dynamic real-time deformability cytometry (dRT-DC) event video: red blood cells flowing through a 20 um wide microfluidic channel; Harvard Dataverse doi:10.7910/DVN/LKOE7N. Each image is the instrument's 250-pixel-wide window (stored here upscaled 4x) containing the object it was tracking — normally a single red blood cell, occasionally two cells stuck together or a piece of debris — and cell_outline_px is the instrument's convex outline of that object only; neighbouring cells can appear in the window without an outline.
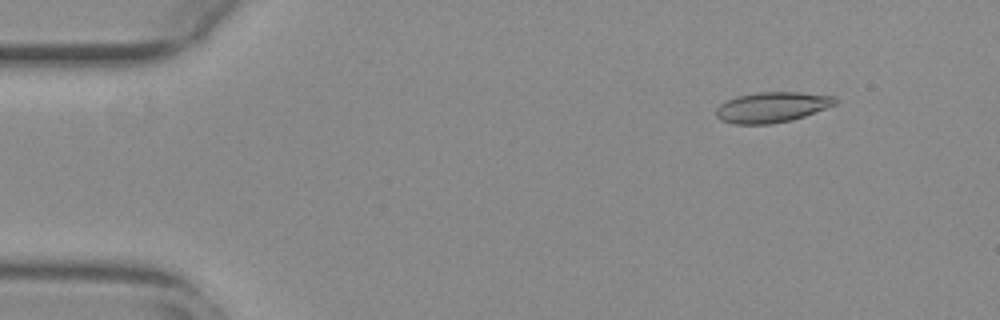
{"species": "common noctule bat (a hibernating species)", "species_latin": "Nyctalus noctula", "temperature_condition": "warm", "stored_images_in_passage": 56, "camera_frame_rate_fps": 3000, "um_per_image_px": 0.085, "animal": {"sex": "female", "body_mass_g": 29.2, "forearm_length_mm": 56.3}, "frame": {"image": 1, "passage_image": 7, "time_ms": 2.0, "image_size_px": [1000, 320], "cell_outline_px": [[840, 100], [836, 104], [804, 116], [792, 120], [772, 124], [732, 124], [720, 120], [716, 116], [716, 108], [720, 104], [736, 96], [760, 92], [800, 92], [836, 96]], "centroid_in_image_um": [65.63, 9.11], "position_along_channel_um": 19.4, "area_um2": 21.27}}
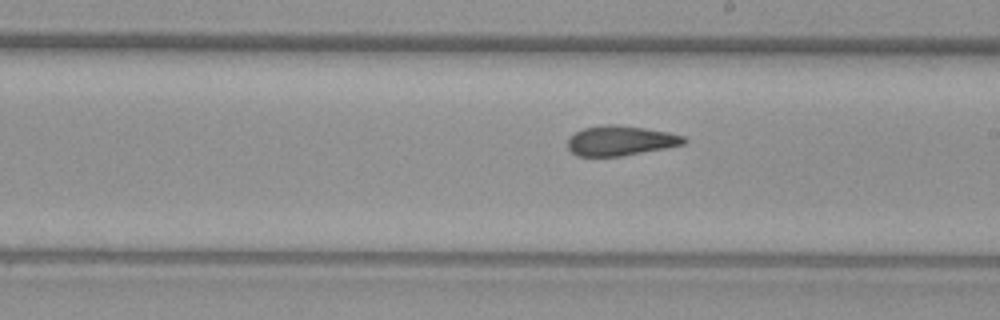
{"frame": {"image": 2, "passage_image": 32, "time_ms": 10.333, "image_size_px": [1000, 320], "cell_outline_px": [[688, 140], [684, 144], [624, 156], [576, 156], [568, 148], [568, 136], [584, 128], [604, 124], [616, 124], [644, 128], [668, 132], [684, 136]], "centroid_in_image_um": [52.72, 11.95], "position_along_channel_um": 236.3, "area_um2": 20.29}}
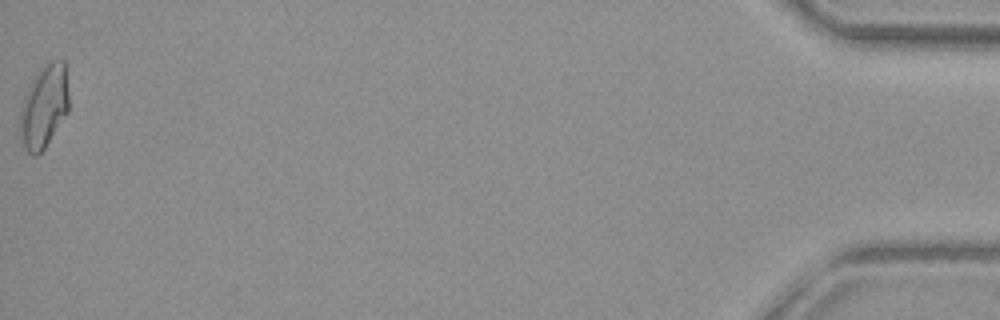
{"frame": {"image": 3, "passage_image": 56, "time_ms": 18.333, "image_size_px": [1000, 320], "cell_outline_px": [[68, 112], [44, 148], [36, 156], [32, 156], [24, 148], [20, 128], [20, 108], [24, 96], [36, 72], [52, 60], [64, 60], [68, 92]], "centroid_in_image_um": [3.74, 9.05], "position_along_channel_um": 431.5, "area_um2": 23.35}, "authors_computed_cell_mechanics": {"area_um2": 20.8947, "velocity_mm_per_s": 3.7583, "shape_relaxation_time_tau1_ms": null, "shape_relaxation_time_tau2_ms": 2.4235, "deformation_change_tau1": null, "deformation_change_tau2": 0.0956}}